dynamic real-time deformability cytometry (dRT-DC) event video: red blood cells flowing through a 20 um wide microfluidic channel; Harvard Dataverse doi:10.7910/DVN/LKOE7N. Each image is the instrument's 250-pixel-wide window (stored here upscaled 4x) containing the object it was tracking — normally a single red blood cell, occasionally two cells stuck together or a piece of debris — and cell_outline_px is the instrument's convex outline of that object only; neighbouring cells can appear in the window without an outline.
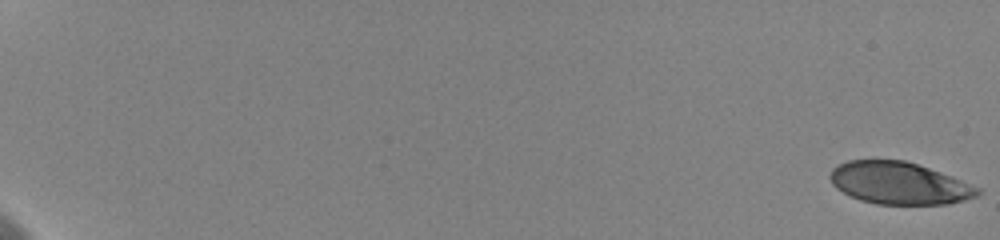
{"species": "human", "species_latin": "Homo sapiens", "temperature_condition": "cold", "stored_images_in_passage": 20, "camera_frame_rate_fps": 3000, "um_per_image_px": 0.085, "donor": {"sex": "female"}, "frame": {"image": 1, "passage_image": 1, "time_ms": 0.0, "image_size_px": [1000, 240], "cell_outline_px": [[980, 192], [976, 196], [964, 200], [948, 204], [876, 204], [860, 200], [836, 188], [832, 184], [828, 176], [832, 168], [848, 160], [904, 160], [952, 176], [980, 188]], "centroid_in_image_um": [76.41, 15.57], "position_along_channel_um": 8.6, "area_um2": 36.07}}
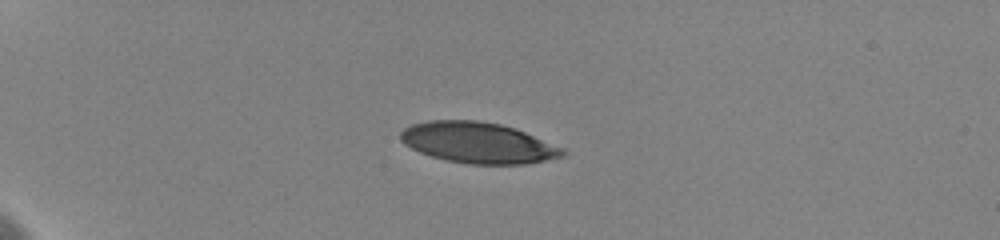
{"frame": {"image": 2, "passage_image": 6, "time_ms": 5.667, "image_size_px": [1000, 240], "cell_outline_px": [[568, 152], [564, 156], [524, 164], [468, 164], [448, 160], [432, 156], [420, 152], [404, 144], [400, 140], [400, 132], [404, 128], [412, 124], [428, 120], [476, 120], [500, 124], [516, 128], [564, 148]], "centroid_in_image_um": [40.64, 12.12], "position_along_channel_um": 44.4, "area_um2": 38.61}}